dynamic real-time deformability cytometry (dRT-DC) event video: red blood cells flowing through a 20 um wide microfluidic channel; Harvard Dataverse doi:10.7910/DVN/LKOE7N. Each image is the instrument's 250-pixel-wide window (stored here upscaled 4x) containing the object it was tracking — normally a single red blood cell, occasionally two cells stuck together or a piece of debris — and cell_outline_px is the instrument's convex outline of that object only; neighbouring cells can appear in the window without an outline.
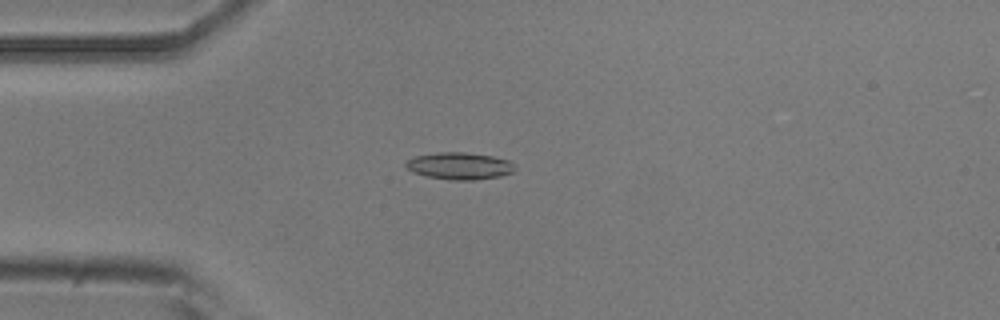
{"species": "common noctule bat (a hibernating species)", "species_latin": "Nyctalus noctula", "temperature_condition": "room temperature", "stored_images_in_passage": 4, "camera_frame_rate_fps": 3000, "um_per_image_px": 0.085, "animal": {"sex": "male", "body_mass_g": 20.5, "forearm_length_mm": 52.5}, "frame": {"image": 1, "passage_image": 4, "time_ms": 3.333, "image_size_px": [1000, 320], "cell_outline_px": [[516, 168], [512, 172], [500, 176], [472, 180], [452, 180], [428, 176], [412, 172], [404, 164], [408, 160], [416, 156], [440, 152], [464, 152], [492, 156], [508, 160]], "centroid_in_image_um": [39.06, 14.1], "position_along_channel_um": 45.9, "area_um2": 16.94}}